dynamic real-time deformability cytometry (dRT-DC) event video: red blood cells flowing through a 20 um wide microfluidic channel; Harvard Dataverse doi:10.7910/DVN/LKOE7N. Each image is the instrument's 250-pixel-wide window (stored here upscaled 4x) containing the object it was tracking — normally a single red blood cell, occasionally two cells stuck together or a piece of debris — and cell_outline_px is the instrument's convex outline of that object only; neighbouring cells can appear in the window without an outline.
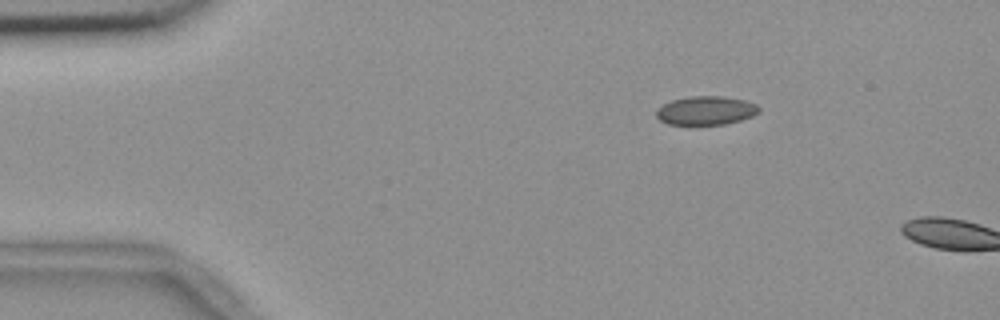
{"species": "common noctule bat (a hibernating species)", "species_latin": "Nyctalus noctula", "temperature_condition": "room temperature", "stored_images_in_passage": 2, "camera_frame_rate_fps": 3000, "um_per_image_px": 0.085, "animal": {"sex": "female", "body_mass_g": 18.4}, "frame": {"image": 1, "passage_image": 1, "time_ms": 0.0, "image_size_px": [1000, 320], "cell_outline_px": [[760, 112], [752, 116], [740, 120], [724, 124], [668, 124], [660, 120], [656, 116], [656, 108], [672, 100], [688, 96], [724, 96], [744, 100], [756, 104], [760, 108]], "centroid_in_image_um": [60.0, 9.38], "position_along_channel_um": 25.0, "area_um2": 17.17}}